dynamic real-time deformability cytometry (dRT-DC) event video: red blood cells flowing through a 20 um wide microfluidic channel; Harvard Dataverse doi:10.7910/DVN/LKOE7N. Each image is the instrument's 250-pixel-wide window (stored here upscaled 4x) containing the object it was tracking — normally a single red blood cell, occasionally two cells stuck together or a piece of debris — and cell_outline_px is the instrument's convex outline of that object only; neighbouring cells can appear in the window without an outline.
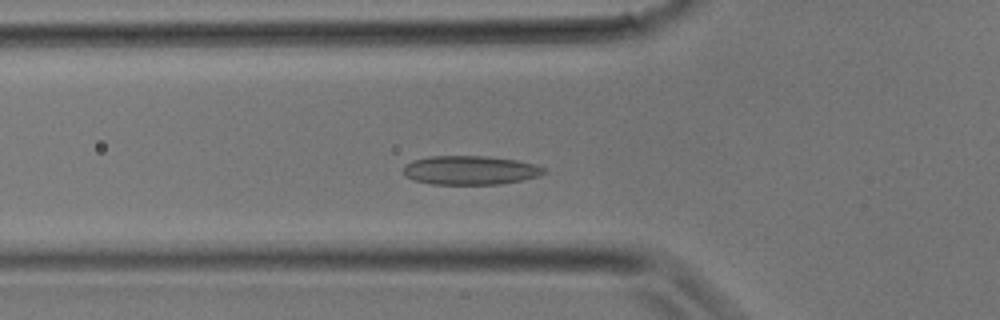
{"species": "common noctule bat (a hibernating species)", "species_latin": "Nyctalus noctula", "temperature_condition": "room temperature", "stored_images_in_passage": 31, "camera_frame_rate_fps": 3000, "um_per_image_px": 0.085, "animal": {"sex": "male", "body_mass_g": 17.9}, "frame": {"image": 1, "passage_image": 9, "time_ms": 2.667, "image_size_px": [1000, 320], "cell_outline_px": [[548, 172], [540, 176], [500, 184], [432, 184], [412, 180], [404, 176], [404, 164], [412, 160], [428, 156], [484, 156], [516, 160], [536, 164], [544, 168]], "centroid_in_image_um": [39.95, 14.47], "position_along_channel_um": 85.9, "area_um2": 23.87}}
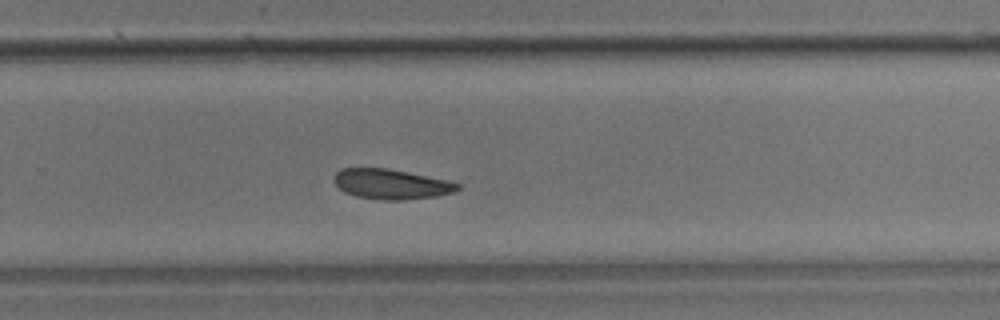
{"frame": {"image": 2, "passage_image": 19, "time_ms": 6.0, "image_size_px": [1000, 320], "cell_outline_px": [[460, 188], [456, 192], [436, 196], [400, 200], [380, 200], [356, 196], [344, 192], [332, 180], [332, 176], [340, 168], [388, 168], [448, 180], [460, 184]], "centroid_in_image_um": [33.23, 15.64], "position_along_channel_um": 296.6, "area_um2": 21.79}}
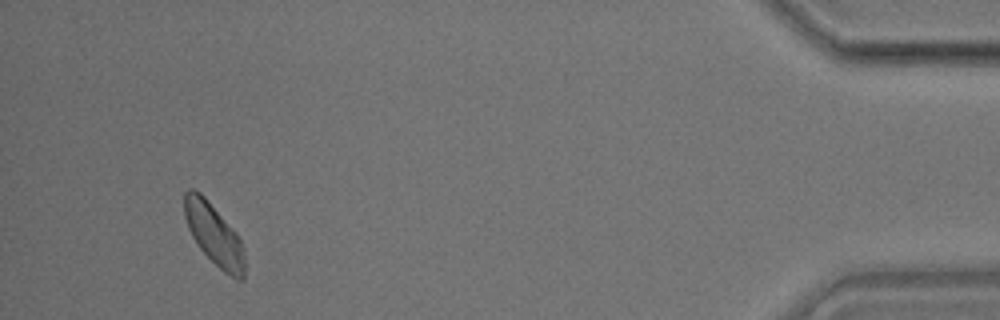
{"frame": {"image": 3, "passage_image": 28, "time_ms": 9.0, "image_size_px": [1000, 320], "cell_outline_px": [[244, 280], [240, 280], [224, 272], [200, 248], [192, 236], [188, 228], [184, 216], [184, 192], [188, 188], [192, 188], [200, 192], [204, 196], [236, 232], [244, 248]], "centroid_in_image_um": [18.18, 19.9], "position_along_channel_um": 417.0, "area_um2": 21.33}}